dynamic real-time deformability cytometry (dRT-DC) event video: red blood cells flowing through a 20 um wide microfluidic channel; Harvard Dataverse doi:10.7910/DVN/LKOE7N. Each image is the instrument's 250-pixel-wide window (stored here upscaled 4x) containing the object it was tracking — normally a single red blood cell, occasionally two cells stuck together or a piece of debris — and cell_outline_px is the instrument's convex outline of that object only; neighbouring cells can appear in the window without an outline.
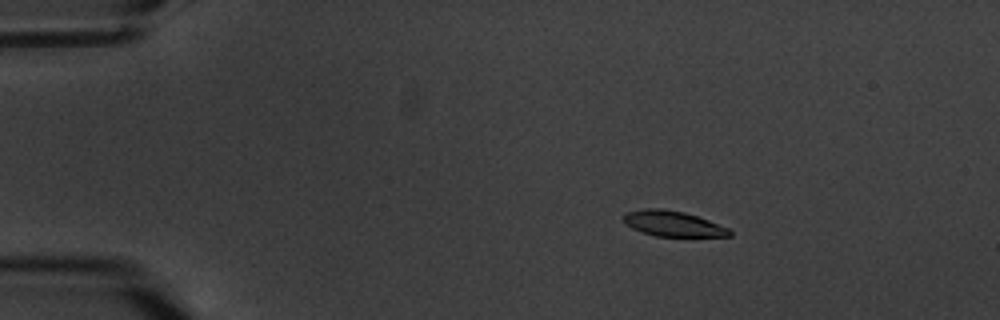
{"species": "common noctule bat (a hibernating species)", "species_latin": "Nyctalus noctula", "temperature_condition": "warm", "stored_images_in_passage": 5, "camera_frame_rate_fps": 3000, "um_per_image_px": 0.085, "animal": {"sex": "male", "body_mass_g": 20.1, "forearm_length_mm": 53.5}, "frame": {"image": 1, "passage_image": 3, "time_ms": 2.0, "image_size_px": [1000, 320], "cell_outline_px": [[732, 236], [656, 236], [632, 228], [624, 224], [620, 216], [624, 212], [644, 208], [664, 208], [684, 212], [708, 220], [728, 228], [732, 232]], "centroid_in_image_um": [57.12, 18.99], "position_along_channel_um": 27.9, "area_um2": 15.84}}